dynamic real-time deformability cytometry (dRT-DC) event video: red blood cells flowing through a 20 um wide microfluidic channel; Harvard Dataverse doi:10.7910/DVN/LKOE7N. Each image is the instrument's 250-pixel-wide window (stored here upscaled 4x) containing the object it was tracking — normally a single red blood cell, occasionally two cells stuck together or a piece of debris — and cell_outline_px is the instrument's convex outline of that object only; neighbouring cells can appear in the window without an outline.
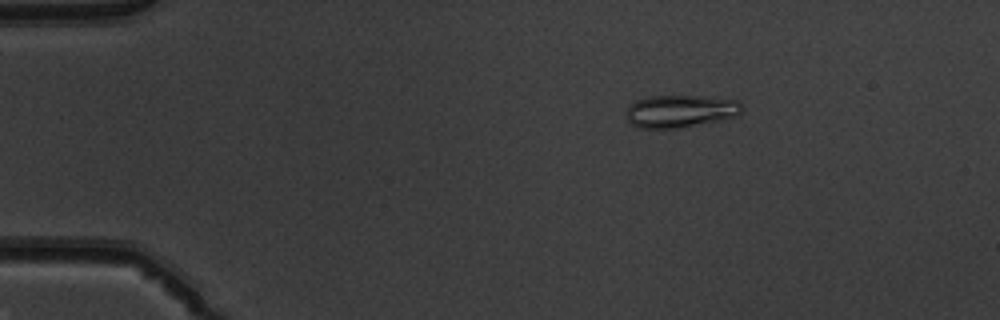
{"species": "common noctule bat (a hibernating species)", "species_latin": "Nyctalus noctula", "temperature_condition": "warm", "stored_images_in_passage": 44, "camera_frame_rate_fps": 3000, "um_per_image_px": 0.085, "animal": {"sex": "male", "body_mass_g": 19.5, "forearm_length_mm": 54.6}, "frame": {"image": 1, "passage_image": 2, "time_ms": 0.333, "image_size_px": [1000, 320], "cell_outline_px": [[740, 112], [736, 116], [720, 120], [680, 128], [640, 128], [632, 124], [628, 120], [624, 112], [628, 104], [636, 100], [648, 96], [708, 96], [736, 100], [740, 104]], "centroid_in_image_um": [57.76, 9.44], "position_along_channel_um": 27.2, "area_um2": 22.02}}
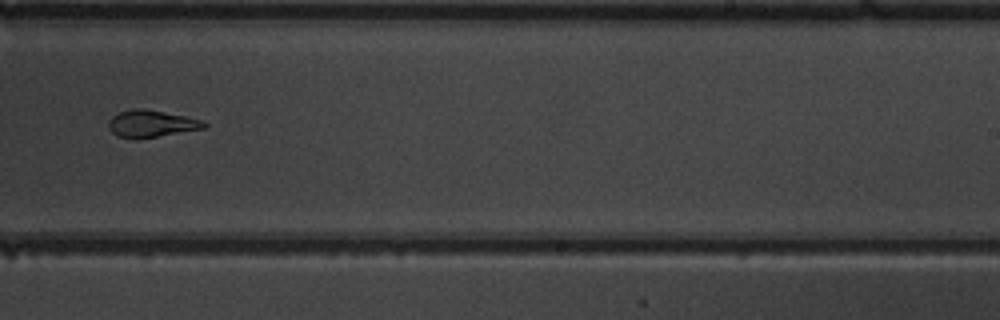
{"frame": {"image": 2, "passage_image": 26, "time_ms": 8.333, "image_size_px": [1000, 320], "cell_outline_px": [[208, 124], [204, 128], [136, 140], [132, 140], [116, 136], [108, 128], [108, 120], [112, 116], [120, 112], [136, 108], [144, 108], [204, 120]], "centroid_in_image_um": [12.82, 10.53], "position_along_channel_um": 276.2, "area_um2": 15.2}}
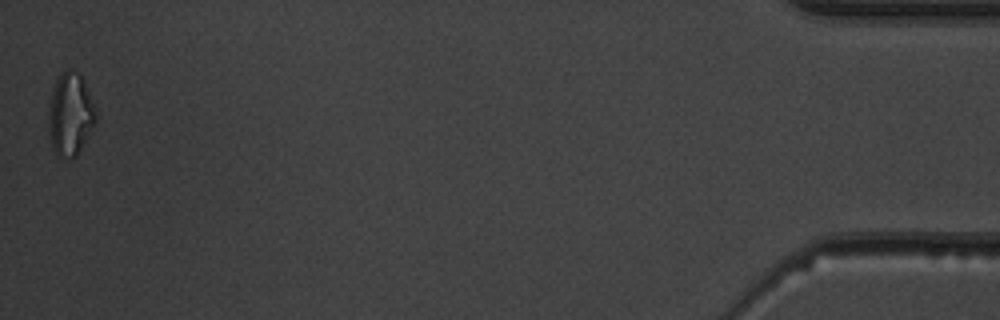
{"frame": {"image": 3, "passage_image": 44, "time_ms": 14.333, "image_size_px": [1000, 320], "cell_outline_px": [[96, 124], [76, 156], [56, 156], [52, 148], [48, 116], [52, 92], [56, 80], [60, 72], [64, 68], [72, 68], [80, 72], [96, 108]], "centroid_in_image_um": [6.0, 9.65], "position_along_channel_um": 429.2, "area_um2": 22.89}, "authors_computed_cell_mechanics": {"area_um2": 15.9528, "velocity_mm_per_s": 4.0118, "shape_relaxation_time_tau1_ms": null, "shape_relaxation_time_tau2_ms": 2.0183, "deformation_change_tau1": null, "deformation_change_tau2": 0.0582}}